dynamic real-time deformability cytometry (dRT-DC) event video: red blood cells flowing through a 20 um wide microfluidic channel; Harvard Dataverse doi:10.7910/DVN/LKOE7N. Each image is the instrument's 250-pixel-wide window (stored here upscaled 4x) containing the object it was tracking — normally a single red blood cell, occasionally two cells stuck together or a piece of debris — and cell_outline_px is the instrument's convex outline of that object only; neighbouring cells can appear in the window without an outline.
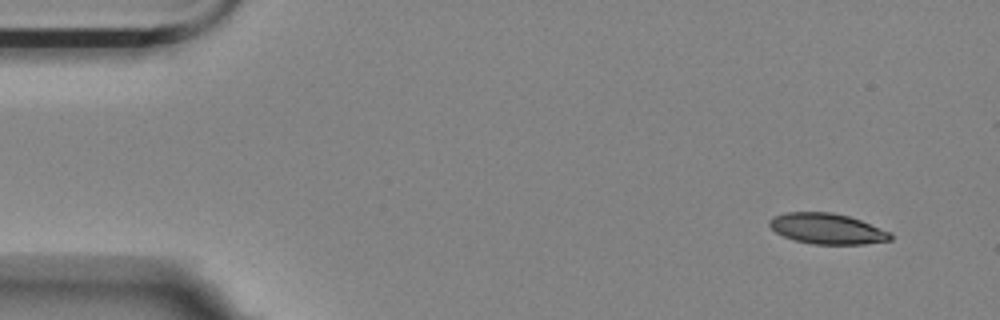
{"species": "Egyptian fruit bat (a non-hibernating species)", "species_latin": "Rousettus aegyptiacus", "temperature_condition": "room temperature", "stored_images_in_passage": 46, "camera_frame_rate_fps": 3000, "um_per_image_px": 0.085, "animal": {"sex": "female"}, "frame": {"image": 1, "passage_image": 1, "time_ms": 0.0, "image_size_px": [1000, 320], "cell_outline_px": [[892, 240], [864, 244], [812, 244], [796, 240], [784, 236], [776, 232], [768, 224], [768, 220], [772, 216], [784, 212], [832, 212], [848, 216], [860, 220], [892, 232]], "centroid_in_image_um": [70.3, 19.43], "position_along_channel_um": 14.7, "area_um2": 21.68}}
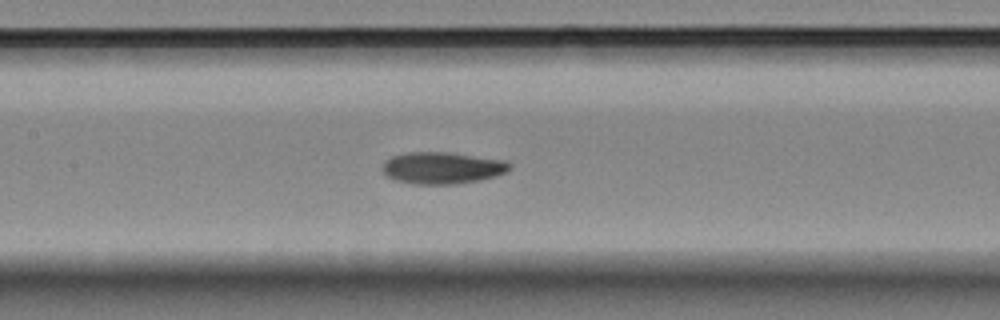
{"frame": {"image": 2, "passage_image": 23, "time_ms": 7.333, "image_size_px": [1000, 320], "cell_outline_px": [[512, 168], [496, 176], [480, 180], [456, 184], [412, 184], [396, 180], [388, 176], [380, 168], [384, 160], [392, 156], [408, 152], [448, 152], [504, 160], [512, 164]], "centroid_in_image_um": [37.57, 14.27], "position_along_channel_um": 169.8, "area_um2": 23.7}}
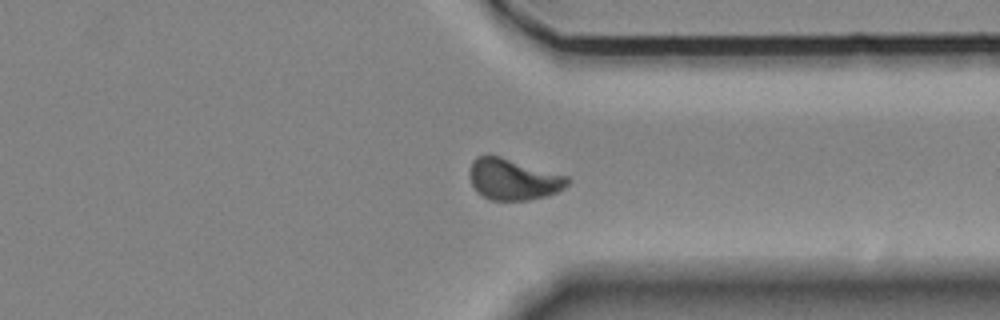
{"frame": {"image": 3, "passage_image": 40, "time_ms": 13.0, "image_size_px": [1000, 320], "cell_outline_px": [[572, 180], [564, 188], [556, 192], [544, 196], [528, 200], [492, 200], [476, 192], [472, 184], [472, 160], [476, 156], [500, 156], [568, 176]], "centroid_in_image_um": [43.67, 15.25], "position_along_channel_um": 367.7, "area_um2": 23.12}}